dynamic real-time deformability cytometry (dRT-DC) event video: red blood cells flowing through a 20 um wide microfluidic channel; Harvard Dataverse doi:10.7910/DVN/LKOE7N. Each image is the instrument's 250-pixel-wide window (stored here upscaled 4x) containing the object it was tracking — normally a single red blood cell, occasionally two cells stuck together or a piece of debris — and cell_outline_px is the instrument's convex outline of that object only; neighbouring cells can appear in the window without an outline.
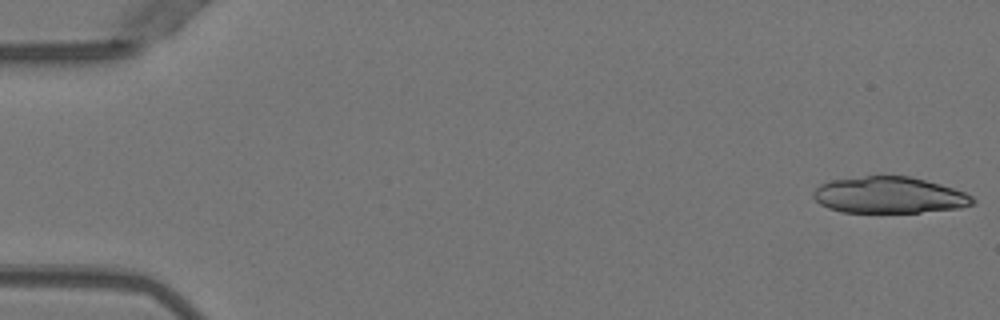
{"species": "Egyptian fruit bat (a non-hibernating species)", "species_latin": "Rousettus aegyptiacus", "temperature_condition": "warm", "stored_images_in_passage": 15, "camera_frame_rate_fps": 3000, "um_per_image_px": 0.085, "animal": {"sex": "female"}, "frame": {"image": 1, "passage_image": 1, "time_ms": 0.0, "image_size_px": [1000, 320], "cell_outline_px": [[976, 204], [960, 208], [920, 212], [840, 212], [828, 208], [820, 204], [812, 196], [812, 192], [820, 184], [832, 180], [864, 176], [908, 176], [940, 184], [964, 192], [972, 196], [976, 200]], "centroid_in_image_um": [75.58, 16.59], "position_along_channel_um": 9.4, "area_um2": 33.81}}